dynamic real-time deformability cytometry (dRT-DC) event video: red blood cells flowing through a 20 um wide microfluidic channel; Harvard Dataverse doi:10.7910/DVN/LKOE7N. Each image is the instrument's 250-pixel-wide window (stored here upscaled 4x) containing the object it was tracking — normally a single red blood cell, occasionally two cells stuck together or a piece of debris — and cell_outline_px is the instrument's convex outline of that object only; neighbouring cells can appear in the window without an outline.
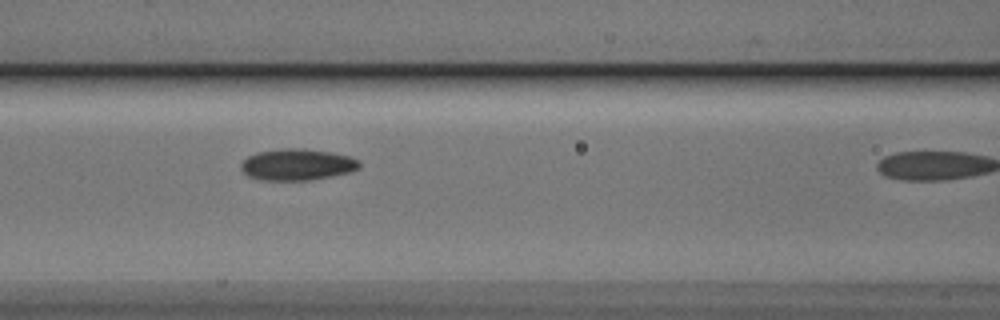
{"species": "Egyptian fruit bat (a non-hibernating species)", "species_latin": "Rousettus aegyptiacus", "temperature_condition": "cold", "stored_images_in_passage": 24, "camera_frame_rate_fps": 3000, "um_per_image_px": 0.085, "animal": {"sex": "male"}, "frame": {"image": 1, "passage_image": 20, "time_ms": 6.333, "image_size_px": [1000, 320], "cell_outline_px": [[360, 168], [348, 172], [332, 176], [308, 180], [260, 180], [248, 176], [240, 168], [240, 164], [248, 156], [256, 152], [280, 148], [304, 148], [332, 152], [348, 156], [360, 160]], "centroid_in_image_um": [25.24, 13.98], "position_along_channel_um": 141.4, "area_um2": 21.85}}
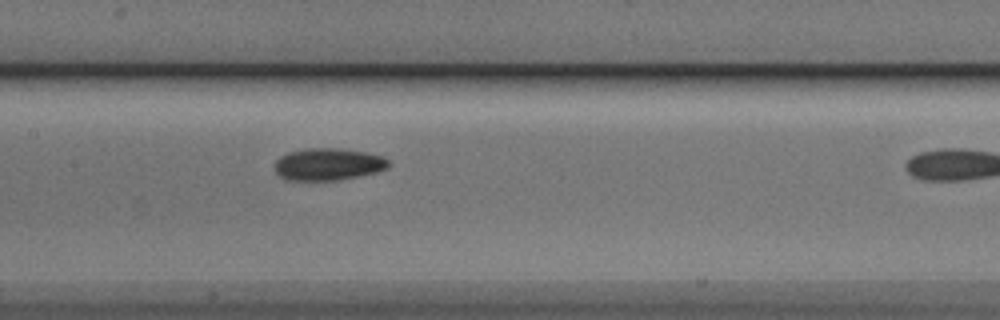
{"frame": {"image": 2, "passage_image": 23, "time_ms": 7.333, "image_size_px": [1000, 320], "cell_outline_px": [[392, 164], [388, 168], [376, 172], [336, 180], [284, 180], [276, 172], [276, 160], [280, 156], [288, 152], [308, 148], [340, 148], [364, 152], [384, 156]], "centroid_in_image_um": [27.91, 13.95], "position_along_channel_um": 179.5, "area_um2": 21.33}}